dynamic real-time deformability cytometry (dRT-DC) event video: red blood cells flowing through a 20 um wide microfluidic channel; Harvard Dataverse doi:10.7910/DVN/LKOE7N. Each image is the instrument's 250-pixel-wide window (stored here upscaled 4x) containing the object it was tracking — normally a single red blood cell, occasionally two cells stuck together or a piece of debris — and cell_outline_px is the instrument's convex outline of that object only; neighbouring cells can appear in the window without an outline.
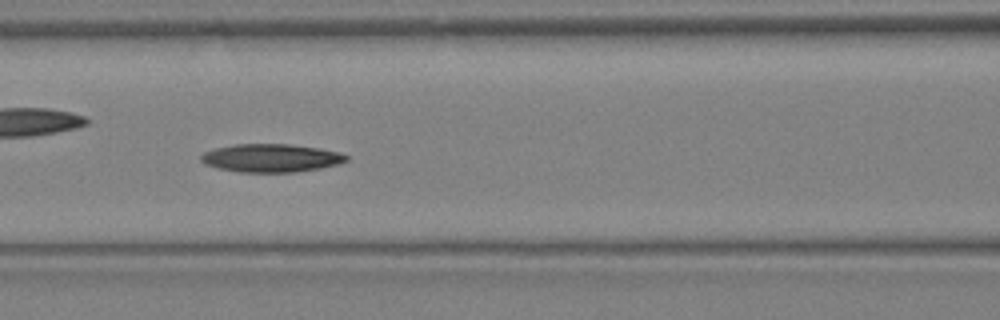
{"species": "Egyptian fruit bat (a non-hibernating species)", "species_latin": "Rousettus aegyptiacus", "temperature_condition": "warm", "stored_images_in_passage": 28, "camera_frame_rate_fps": 3000, "um_per_image_px": 0.085, "animal": {"sex": "female"}, "frame": {"image": 1, "passage_image": 13, "time_ms": 4.0, "image_size_px": [1000, 320], "cell_outline_px": [[348, 160], [336, 164], [320, 168], [296, 172], [240, 172], [216, 168], [204, 164], [200, 160], [200, 156], [204, 152], [216, 148], [236, 144], [288, 144], [316, 148], [340, 152], [348, 156]], "centroid_in_image_um": [23.0, 13.43], "position_along_channel_um": 143.6, "area_um2": 23.76}}